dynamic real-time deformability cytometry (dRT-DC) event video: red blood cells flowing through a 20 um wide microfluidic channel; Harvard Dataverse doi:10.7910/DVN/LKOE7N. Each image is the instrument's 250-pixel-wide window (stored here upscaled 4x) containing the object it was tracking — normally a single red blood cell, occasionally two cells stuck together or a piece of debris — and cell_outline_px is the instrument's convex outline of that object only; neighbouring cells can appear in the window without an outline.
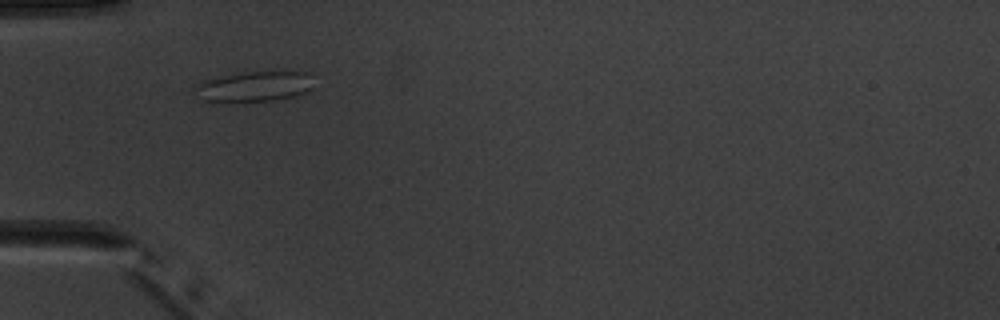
{"species": "common noctule bat (a hibernating species)", "species_latin": "Nyctalus noctula", "temperature_condition": "warm", "stored_images_in_passage": 4, "camera_frame_rate_fps": 3000, "um_per_image_px": 0.085, "animal": {"sex": "male", "body_mass_g": 20.1, "forearm_length_mm": 53.5}, "frame": {"image": 1, "passage_image": 2, "time_ms": 2.0, "image_size_px": [1000, 320], "cell_outline_px": [[312, 88], [304, 92], [292, 96], [276, 100], [204, 100], [192, 88], [200, 80], [244, 72], [308, 72]], "centroid_in_image_um": [21.58, 7.32], "position_along_channel_um": 63.4, "area_um2": 20.23}}
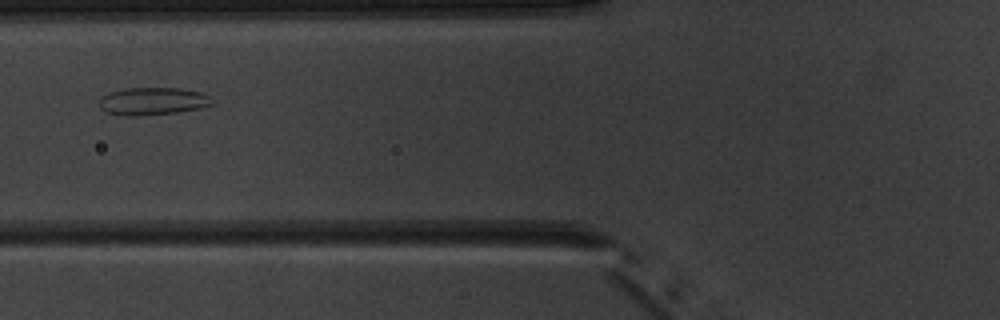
{"frame": {"image": 2, "passage_image": 3, "time_ms": 3.333, "image_size_px": [1000, 320], "cell_outline_px": [[216, 104], [200, 108], [176, 112], [136, 116], [124, 116], [108, 112], [100, 108], [100, 96], [108, 92], [124, 88], [180, 88], [200, 92], [212, 96]], "centroid_in_image_um": [13.01, 8.59], "position_along_channel_um": 112.8, "area_um2": 18.38}}